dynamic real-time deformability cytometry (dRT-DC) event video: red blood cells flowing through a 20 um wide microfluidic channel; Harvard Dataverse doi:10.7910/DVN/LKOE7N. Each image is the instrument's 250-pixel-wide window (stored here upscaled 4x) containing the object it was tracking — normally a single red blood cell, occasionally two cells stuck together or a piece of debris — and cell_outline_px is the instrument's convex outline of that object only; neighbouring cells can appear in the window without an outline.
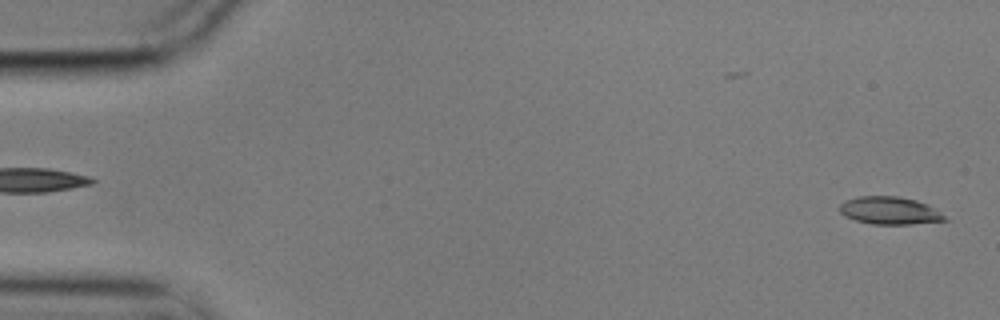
{"species": "common noctule bat (a hibernating species)", "species_latin": "Nyctalus noctula", "temperature_condition": "cold", "stored_images_in_passage": 3, "segment_of_instrument_passage": [2, 2], "camera_frame_rate_fps": 3000, "um_per_image_px": 0.085, "animal": {"sex": "male", "body_mass_g": 17.9}, "frame": {"image": 1, "passage_image": 3, "time_ms": 0.667, "image_size_px": [1000, 320], "cell_outline_px": [[948, 220], [912, 224], [872, 224], [856, 220], [844, 216], [840, 212], [840, 204], [844, 200], [860, 196], [900, 196], [916, 200], [928, 204], [940, 212]], "centroid_in_image_um": [75.61, 17.89], "position_along_channel_um": 9.4, "area_um2": 16.94}}